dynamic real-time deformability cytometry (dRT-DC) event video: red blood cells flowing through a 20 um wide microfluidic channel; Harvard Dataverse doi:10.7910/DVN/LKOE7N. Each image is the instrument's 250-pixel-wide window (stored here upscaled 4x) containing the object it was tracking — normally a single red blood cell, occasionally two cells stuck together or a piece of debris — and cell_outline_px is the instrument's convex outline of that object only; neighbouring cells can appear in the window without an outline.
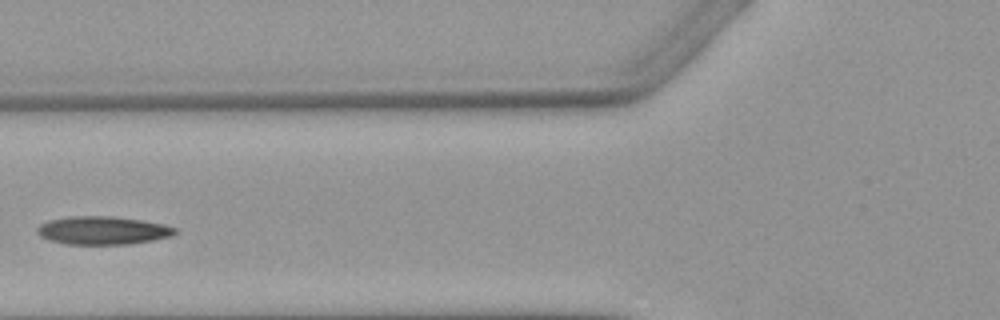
{"species": "Egyptian fruit bat (a non-hibernating species)", "species_latin": "Rousettus aegyptiacus", "temperature_condition": "warm", "stored_images_in_passage": 5, "camera_frame_rate_fps": 3000, "um_per_image_px": 0.085, "animal": {"sex": "female"}, "frame": {"image": 1, "passage_image": 4, "time_ms": 3.667, "image_size_px": [1000, 320], "cell_outline_px": [[176, 232], [172, 236], [152, 240], [128, 244], [64, 244], [48, 240], [40, 236], [36, 232], [36, 228], [40, 224], [48, 220], [68, 216], [112, 216], [140, 220], [164, 224], [176, 228]], "centroid_in_image_um": [8.68, 19.58], "position_along_channel_um": 117.1, "area_um2": 22.72}}
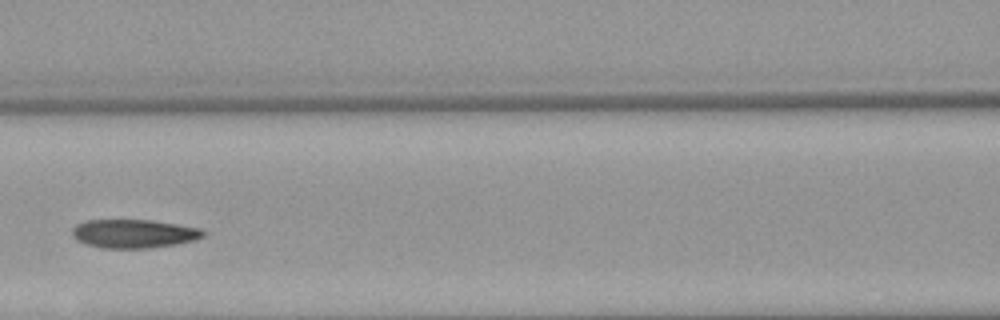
{"frame": {"image": 2, "passage_image": 5, "time_ms": 4.667, "image_size_px": [1000, 320], "cell_outline_px": [[208, 232], [204, 236], [196, 240], [176, 244], [148, 248], [100, 248], [76, 240], [72, 236], [72, 228], [76, 224], [84, 220], [152, 220], [200, 228]], "centroid_in_image_um": [11.38, 19.86], "position_along_channel_um": 155.2, "area_um2": 22.02}}